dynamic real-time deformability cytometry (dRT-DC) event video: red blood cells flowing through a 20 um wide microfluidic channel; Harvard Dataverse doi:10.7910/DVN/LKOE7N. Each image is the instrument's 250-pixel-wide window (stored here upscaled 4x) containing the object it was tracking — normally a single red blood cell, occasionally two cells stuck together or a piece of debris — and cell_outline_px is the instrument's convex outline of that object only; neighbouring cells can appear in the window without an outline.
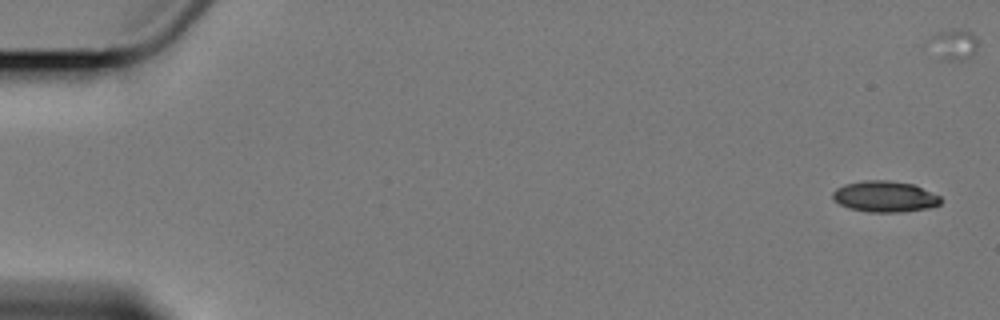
{"species": "Egyptian fruit bat (a non-hibernating species)", "species_latin": "Rousettus aegyptiacus", "temperature_condition": "cold", "stored_images_in_passage": 11, "camera_frame_rate_fps": 3000, "um_per_image_px": 0.085, "animal": {"sex": "female"}, "frame": {"image": 1, "passage_image": 1, "time_ms": 0.0, "image_size_px": [1000, 320], "cell_outline_px": [[940, 204], [928, 208], [900, 212], [868, 212], [848, 208], [832, 200], [832, 192], [836, 188], [844, 184], [864, 180], [888, 180], [912, 184], [940, 196]], "centroid_in_image_um": [75.15, 16.7], "position_along_channel_um": 9.9, "area_um2": 19.54}}
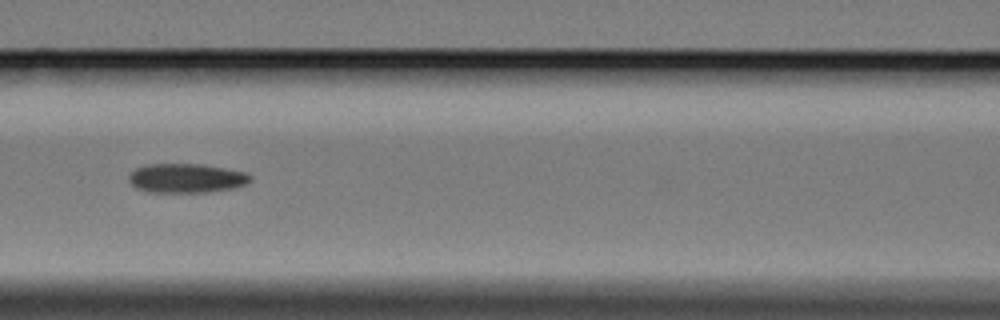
{"frame": {"image": 2, "passage_image": 7, "time_ms": 8.333, "image_size_px": [1000, 320], "cell_outline_px": [[252, 180], [244, 184], [232, 188], [204, 192], [148, 192], [136, 188], [128, 180], [128, 176], [136, 168], [148, 164], [200, 164], [248, 172], [252, 176]], "centroid_in_image_um": [15.84, 15.14], "position_along_channel_um": 150.8, "area_um2": 20.63}}
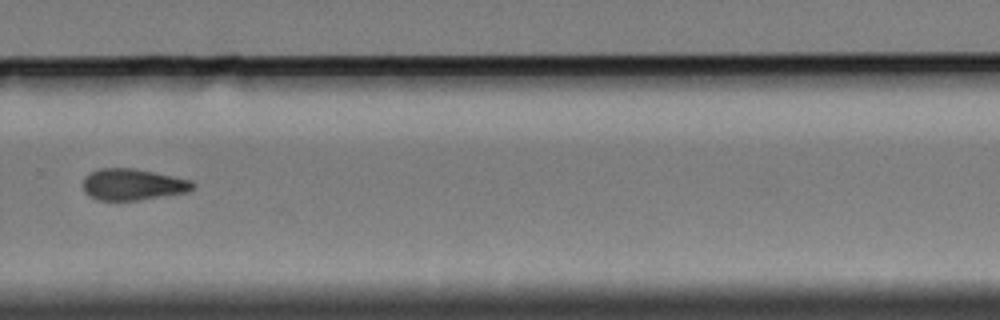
{"frame": {"image": 3, "passage_image": 11, "time_ms": 13.333, "image_size_px": [1000, 320], "cell_outline_px": [[196, 188], [188, 192], [136, 200], [100, 200], [88, 196], [84, 192], [84, 176], [88, 172], [100, 168], [132, 168], [192, 180], [196, 184]], "centroid_in_image_um": [11.28, 15.68], "position_along_channel_um": 318.5, "area_um2": 20.11}}